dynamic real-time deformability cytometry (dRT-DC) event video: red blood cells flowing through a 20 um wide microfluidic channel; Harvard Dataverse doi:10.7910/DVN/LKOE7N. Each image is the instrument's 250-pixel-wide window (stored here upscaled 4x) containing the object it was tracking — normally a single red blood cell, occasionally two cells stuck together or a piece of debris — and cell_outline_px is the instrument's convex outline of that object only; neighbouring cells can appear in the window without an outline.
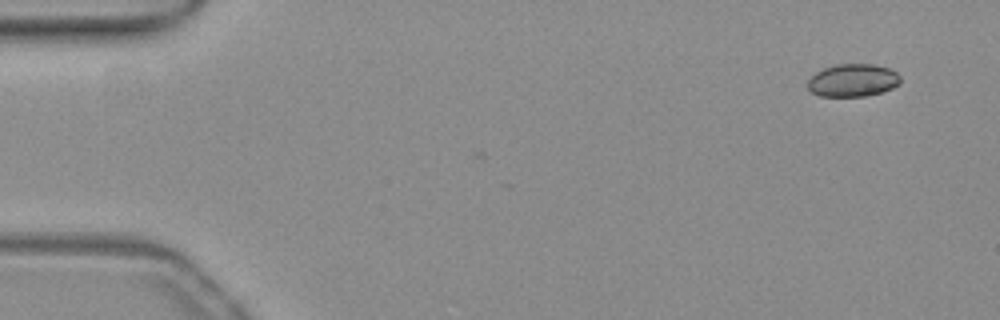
{"species": "common noctule bat (a hibernating species)", "species_latin": "Nyctalus noctula", "temperature_condition": "warm", "stored_images_in_passage": 2, "camera_frame_rate_fps": 3000, "um_per_image_px": 0.085, "animal": {"sex": "female", "body_mass_g": 19.3, "forearm_length_mm": 54.1}, "frame": {"image": 1, "passage_image": 2, "time_ms": 0.333, "image_size_px": [1000, 320], "cell_outline_px": [[900, 84], [892, 88], [880, 92], [864, 96], [820, 96], [812, 92], [808, 88], [808, 80], [816, 72], [824, 68], [836, 64], [872, 64], [888, 68], [896, 72], [900, 76]], "centroid_in_image_um": [72.49, 6.82], "position_along_channel_um": 12.5, "area_um2": 17.57}}